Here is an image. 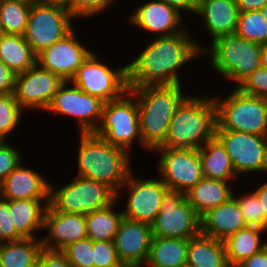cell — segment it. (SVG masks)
Instances as JSON below:
<instances>
[{
  "label": "cell",
  "instance_id": "obj_1",
  "mask_svg": "<svg viewBox=\"0 0 267 267\" xmlns=\"http://www.w3.org/2000/svg\"><path fill=\"white\" fill-rule=\"evenodd\" d=\"M189 29L148 39L140 54L126 63L128 88L182 85L179 71L190 61L203 58L202 52L208 47L198 43Z\"/></svg>",
  "mask_w": 267,
  "mask_h": 267
},
{
  "label": "cell",
  "instance_id": "obj_2",
  "mask_svg": "<svg viewBox=\"0 0 267 267\" xmlns=\"http://www.w3.org/2000/svg\"><path fill=\"white\" fill-rule=\"evenodd\" d=\"M184 85H150L129 89L136 97L145 151H154L165 138L177 108L190 95ZM185 92V93H184Z\"/></svg>",
  "mask_w": 267,
  "mask_h": 267
},
{
  "label": "cell",
  "instance_id": "obj_3",
  "mask_svg": "<svg viewBox=\"0 0 267 267\" xmlns=\"http://www.w3.org/2000/svg\"><path fill=\"white\" fill-rule=\"evenodd\" d=\"M78 136L75 176L106 183L117 193L132 171V154L95 133H79Z\"/></svg>",
  "mask_w": 267,
  "mask_h": 267
},
{
  "label": "cell",
  "instance_id": "obj_4",
  "mask_svg": "<svg viewBox=\"0 0 267 267\" xmlns=\"http://www.w3.org/2000/svg\"><path fill=\"white\" fill-rule=\"evenodd\" d=\"M216 104L211 95H189L171 119L160 147L199 149L215 136Z\"/></svg>",
  "mask_w": 267,
  "mask_h": 267
},
{
  "label": "cell",
  "instance_id": "obj_5",
  "mask_svg": "<svg viewBox=\"0 0 267 267\" xmlns=\"http://www.w3.org/2000/svg\"><path fill=\"white\" fill-rule=\"evenodd\" d=\"M212 70L238 87L261 66V44L229 34L216 39L203 52Z\"/></svg>",
  "mask_w": 267,
  "mask_h": 267
},
{
  "label": "cell",
  "instance_id": "obj_6",
  "mask_svg": "<svg viewBox=\"0 0 267 267\" xmlns=\"http://www.w3.org/2000/svg\"><path fill=\"white\" fill-rule=\"evenodd\" d=\"M228 95H213L216 130H233L267 136V100L243 93L234 87Z\"/></svg>",
  "mask_w": 267,
  "mask_h": 267
},
{
  "label": "cell",
  "instance_id": "obj_7",
  "mask_svg": "<svg viewBox=\"0 0 267 267\" xmlns=\"http://www.w3.org/2000/svg\"><path fill=\"white\" fill-rule=\"evenodd\" d=\"M109 144L121 147L131 154L132 144L138 143L143 148L138 104L135 95L128 90L116 100L104 104L102 119L95 131Z\"/></svg>",
  "mask_w": 267,
  "mask_h": 267
},
{
  "label": "cell",
  "instance_id": "obj_8",
  "mask_svg": "<svg viewBox=\"0 0 267 267\" xmlns=\"http://www.w3.org/2000/svg\"><path fill=\"white\" fill-rule=\"evenodd\" d=\"M50 184L49 207L63 213L88 214L104 208L117 199V193L106 183L74 176L73 181L58 188Z\"/></svg>",
  "mask_w": 267,
  "mask_h": 267
},
{
  "label": "cell",
  "instance_id": "obj_9",
  "mask_svg": "<svg viewBox=\"0 0 267 267\" xmlns=\"http://www.w3.org/2000/svg\"><path fill=\"white\" fill-rule=\"evenodd\" d=\"M97 55L93 51L70 81L86 94L105 103L116 100L129 90L127 65L113 69Z\"/></svg>",
  "mask_w": 267,
  "mask_h": 267
},
{
  "label": "cell",
  "instance_id": "obj_10",
  "mask_svg": "<svg viewBox=\"0 0 267 267\" xmlns=\"http://www.w3.org/2000/svg\"><path fill=\"white\" fill-rule=\"evenodd\" d=\"M73 21L74 18L67 8L33 0L23 37L38 55L66 36L74 28Z\"/></svg>",
  "mask_w": 267,
  "mask_h": 267
},
{
  "label": "cell",
  "instance_id": "obj_11",
  "mask_svg": "<svg viewBox=\"0 0 267 267\" xmlns=\"http://www.w3.org/2000/svg\"><path fill=\"white\" fill-rule=\"evenodd\" d=\"M132 170L127 181L117 192V200L125 199L122 213L125 218L151 225L161 209L162 199L169 190L159 178H137ZM123 189V190H122ZM125 190V192H124Z\"/></svg>",
  "mask_w": 267,
  "mask_h": 267
},
{
  "label": "cell",
  "instance_id": "obj_12",
  "mask_svg": "<svg viewBox=\"0 0 267 267\" xmlns=\"http://www.w3.org/2000/svg\"><path fill=\"white\" fill-rule=\"evenodd\" d=\"M104 104V101L86 94L71 81H64L46 112L59 117H73L79 133H95L102 119Z\"/></svg>",
  "mask_w": 267,
  "mask_h": 267
},
{
  "label": "cell",
  "instance_id": "obj_13",
  "mask_svg": "<svg viewBox=\"0 0 267 267\" xmlns=\"http://www.w3.org/2000/svg\"><path fill=\"white\" fill-rule=\"evenodd\" d=\"M151 228L155 237L190 239L201 232V222L186 193L168 190Z\"/></svg>",
  "mask_w": 267,
  "mask_h": 267
},
{
  "label": "cell",
  "instance_id": "obj_14",
  "mask_svg": "<svg viewBox=\"0 0 267 267\" xmlns=\"http://www.w3.org/2000/svg\"><path fill=\"white\" fill-rule=\"evenodd\" d=\"M156 170L169 190L186 193L204 178L199 149L158 147Z\"/></svg>",
  "mask_w": 267,
  "mask_h": 267
},
{
  "label": "cell",
  "instance_id": "obj_15",
  "mask_svg": "<svg viewBox=\"0 0 267 267\" xmlns=\"http://www.w3.org/2000/svg\"><path fill=\"white\" fill-rule=\"evenodd\" d=\"M215 136L229 154L235 173H267V136L233 130H215Z\"/></svg>",
  "mask_w": 267,
  "mask_h": 267
},
{
  "label": "cell",
  "instance_id": "obj_16",
  "mask_svg": "<svg viewBox=\"0 0 267 267\" xmlns=\"http://www.w3.org/2000/svg\"><path fill=\"white\" fill-rule=\"evenodd\" d=\"M64 80L38 63L16 74L14 95L21 109L46 112Z\"/></svg>",
  "mask_w": 267,
  "mask_h": 267
},
{
  "label": "cell",
  "instance_id": "obj_17",
  "mask_svg": "<svg viewBox=\"0 0 267 267\" xmlns=\"http://www.w3.org/2000/svg\"><path fill=\"white\" fill-rule=\"evenodd\" d=\"M72 29L66 36L37 55V63L44 69L60 76L64 81H70L78 68L93 52L85 47Z\"/></svg>",
  "mask_w": 267,
  "mask_h": 267
},
{
  "label": "cell",
  "instance_id": "obj_18",
  "mask_svg": "<svg viewBox=\"0 0 267 267\" xmlns=\"http://www.w3.org/2000/svg\"><path fill=\"white\" fill-rule=\"evenodd\" d=\"M184 16L175 8L160 0H148L136 5L128 17L129 26L144 30L152 37L168 36L182 32L185 24Z\"/></svg>",
  "mask_w": 267,
  "mask_h": 267
},
{
  "label": "cell",
  "instance_id": "obj_19",
  "mask_svg": "<svg viewBox=\"0 0 267 267\" xmlns=\"http://www.w3.org/2000/svg\"><path fill=\"white\" fill-rule=\"evenodd\" d=\"M152 237L151 225L123 218L113 242L125 267H144Z\"/></svg>",
  "mask_w": 267,
  "mask_h": 267
},
{
  "label": "cell",
  "instance_id": "obj_20",
  "mask_svg": "<svg viewBox=\"0 0 267 267\" xmlns=\"http://www.w3.org/2000/svg\"><path fill=\"white\" fill-rule=\"evenodd\" d=\"M41 237L43 249L62 251L69 244L87 238L84 214L63 213L47 207Z\"/></svg>",
  "mask_w": 267,
  "mask_h": 267
},
{
  "label": "cell",
  "instance_id": "obj_21",
  "mask_svg": "<svg viewBox=\"0 0 267 267\" xmlns=\"http://www.w3.org/2000/svg\"><path fill=\"white\" fill-rule=\"evenodd\" d=\"M20 163L0 184L1 198L11 200L49 199L51 182L39 169Z\"/></svg>",
  "mask_w": 267,
  "mask_h": 267
},
{
  "label": "cell",
  "instance_id": "obj_22",
  "mask_svg": "<svg viewBox=\"0 0 267 267\" xmlns=\"http://www.w3.org/2000/svg\"><path fill=\"white\" fill-rule=\"evenodd\" d=\"M239 14L235 0H199L196 12V16L204 21L201 24L205 23L210 44L222 36L235 34Z\"/></svg>",
  "mask_w": 267,
  "mask_h": 267
},
{
  "label": "cell",
  "instance_id": "obj_23",
  "mask_svg": "<svg viewBox=\"0 0 267 267\" xmlns=\"http://www.w3.org/2000/svg\"><path fill=\"white\" fill-rule=\"evenodd\" d=\"M201 233L224 241L231 234L247 227L234 197L209 210L201 218Z\"/></svg>",
  "mask_w": 267,
  "mask_h": 267
},
{
  "label": "cell",
  "instance_id": "obj_24",
  "mask_svg": "<svg viewBox=\"0 0 267 267\" xmlns=\"http://www.w3.org/2000/svg\"><path fill=\"white\" fill-rule=\"evenodd\" d=\"M233 183L236 185L237 181H224L204 177L186 192V199L201 218L209 210L218 207L233 197Z\"/></svg>",
  "mask_w": 267,
  "mask_h": 267
},
{
  "label": "cell",
  "instance_id": "obj_25",
  "mask_svg": "<svg viewBox=\"0 0 267 267\" xmlns=\"http://www.w3.org/2000/svg\"><path fill=\"white\" fill-rule=\"evenodd\" d=\"M49 199L11 200L10 214L16 232L23 239H35L37 233L43 234L44 216Z\"/></svg>",
  "mask_w": 267,
  "mask_h": 267
},
{
  "label": "cell",
  "instance_id": "obj_26",
  "mask_svg": "<svg viewBox=\"0 0 267 267\" xmlns=\"http://www.w3.org/2000/svg\"><path fill=\"white\" fill-rule=\"evenodd\" d=\"M266 233L265 229L247 226L228 236L223 241L228 265L237 267L244 260L265 248L267 240H262V237ZM265 239L267 238L265 237Z\"/></svg>",
  "mask_w": 267,
  "mask_h": 267
},
{
  "label": "cell",
  "instance_id": "obj_27",
  "mask_svg": "<svg viewBox=\"0 0 267 267\" xmlns=\"http://www.w3.org/2000/svg\"><path fill=\"white\" fill-rule=\"evenodd\" d=\"M199 156L205 178L238 181L230 156L216 136L199 148Z\"/></svg>",
  "mask_w": 267,
  "mask_h": 267
},
{
  "label": "cell",
  "instance_id": "obj_28",
  "mask_svg": "<svg viewBox=\"0 0 267 267\" xmlns=\"http://www.w3.org/2000/svg\"><path fill=\"white\" fill-rule=\"evenodd\" d=\"M188 267H230L222 240L206 236L201 232L189 239Z\"/></svg>",
  "mask_w": 267,
  "mask_h": 267
},
{
  "label": "cell",
  "instance_id": "obj_29",
  "mask_svg": "<svg viewBox=\"0 0 267 267\" xmlns=\"http://www.w3.org/2000/svg\"><path fill=\"white\" fill-rule=\"evenodd\" d=\"M189 239L152 237L144 267H185Z\"/></svg>",
  "mask_w": 267,
  "mask_h": 267
},
{
  "label": "cell",
  "instance_id": "obj_30",
  "mask_svg": "<svg viewBox=\"0 0 267 267\" xmlns=\"http://www.w3.org/2000/svg\"><path fill=\"white\" fill-rule=\"evenodd\" d=\"M117 199L110 205L85 215L87 237L92 241H114L124 216L117 211Z\"/></svg>",
  "mask_w": 267,
  "mask_h": 267
},
{
  "label": "cell",
  "instance_id": "obj_31",
  "mask_svg": "<svg viewBox=\"0 0 267 267\" xmlns=\"http://www.w3.org/2000/svg\"><path fill=\"white\" fill-rule=\"evenodd\" d=\"M0 60L15 74H19L37 63V55L23 36L5 34L0 37Z\"/></svg>",
  "mask_w": 267,
  "mask_h": 267
},
{
  "label": "cell",
  "instance_id": "obj_32",
  "mask_svg": "<svg viewBox=\"0 0 267 267\" xmlns=\"http://www.w3.org/2000/svg\"><path fill=\"white\" fill-rule=\"evenodd\" d=\"M42 249L41 238L4 242L0 246V267H37Z\"/></svg>",
  "mask_w": 267,
  "mask_h": 267
},
{
  "label": "cell",
  "instance_id": "obj_33",
  "mask_svg": "<svg viewBox=\"0 0 267 267\" xmlns=\"http://www.w3.org/2000/svg\"><path fill=\"white\" fill-rule=\"evenodd\" d=\"M33 0H0V20L5 34L23 36Z\"/></svg>",
  "mask_w": 267,
  "mask_h": 267
},
{
  "label": "cell",
  "instance_id": "obj_34",
  "mask_svg": "<svg viewBox=\"0 0 267 267\" xmlns=\"http://www.w3.org/2000/svg\"><path fill=\"white\" fill-rule=\"evenodd\" d=\"M235 34L258 44H267V22L260 10L240 13Z\"/></svg>",
  "mask_w": 267,
  "mask_h": 267
},
{
  "label": "cell",
  "instance_id": "obj_35",
  "mask_svg": "<svg viewBox=\"0 0 267 267\" xmlns=\"http://www.w3.org/2000/svg\"><path fill=\"white\" fill-rule=\"evenodd\" d=\"M24 114L14 93L0 94V136L4 140L9 141L11 133L18 130Z\"/></svg>",
  "mask_w": 267,
  "mask_h": 267
},
{
  "label": "cell",
  "instance_id": "obj_36",
  "mask_svg": "<svg viewBox=\"0 0 267 267\" xmlns=\"http://www.w3.org/2000/svg\"><path fill=\"white\" fill-rule=\"evenodd\" d=\"M244 195L233 193L247 226H255L263 229V212L257 195L251 190Z\"/></svg>",
  "mask_w": 267,
  "mask_h": 267
},
{
  "label": "cell",
  "instance_id": "obj_37",
  "mask_svg": "<svg viewBox=\"0 0 267 267\" xmlns=\"http://www.w3.org/2000/svg\"><path fill=\"white\" fill-rule=\"evenodd\" d=\"M62 252L73 267H94L93 241L88 237L69 244Z\"/></svg>",
  "mask_w": 267,
  "mask_h": 267
},
{
  "label": "cell",
  "instance_id": "obj_38",
  "mask_svg": "<svg viewBox=\"0 0 267 267\" xmlns=\"http://www.w3.org/2000/svg\"><path fill=\"white\" fill-rule=\"evenodd\" d=\"M115 1L117 2V0H72L67 9L75 20L77 18L85 20L88 17H96L97 14L101 15L111 6L113 8L117 4Z\"/></svg>",
  "mask_w": 267,
  "mask_h": 267
},
{
  "label": "cell",
  "instance_id": "obj_39",
  "mask_svg": "<svg viewBox=\"0 0 267 267\" xmlns=\"http://www.w3.org/2000/svg\"><path fill=\"white\" fill-rule=\"evenodd\" d=\"M94 267H125L113 241H93Z\"/></svg>",
  "mask_w": 267,
  "mask_h": 267
},
{
  "label": "cell",
  "instance_id": "obj_40",
  "mask_svg": "<svg viewBox=\"0 0 267 267\" xmlns=\"http://www.w3.org/2000/svg\"><path fill=\"white\" fill-rule=\"evenodd\" d=\"M14 143L5 140L0 144V184L22 162L26 160Z\"/></svg>",
  "mask_w": 267,
  "mask_h": 267
},
{
  "label": "cell",
  "instance_id": "obj_41",
  "mask_svg": "<svg viewBox=\"0 0 267 267\" xmlns=\"http://www.w3.org/2000/svg\"><path fill=\"white\" fill-rule=\"evenodd\" d=\"M237 88L243 93L267 100V69H256Z\"/></svg>",
  "mask_w": 267,
  "mask_h": 267
},
{
  "label": "cell",
  "instance_id": "obj_42",
  "mask_svg": "<svg viewBox=\"0 0 267 267\" xmlns=\"http://www.w3.org/2000/svg\"><path fill=\"white\" fill-rule=\"evenodd\" d=\"M23 239L13 225L10 214V201L0 198V242H13Z\"/></svg>",
  "mask_w": 267,
  "mask_h": 267
},
{
  "label": "cell",
  "instance_id": "obj_43",
  "mask_svg": "<svg viewBox=\"0 0 267 267\" xmlns=\"http://www.w3.org/2000/svg\"><path fill=\"white\" fill-rule=\"evenodd\" d=\"M37 267H73L62 251L42 249L38 258Z\"/></svg>",
  "mask_w": 267,
  "mask_h": 267
},
{
  "label": "cell",
  "instance_id": "obj_44",
  "mask_svg": "<svg viewBox=\"0 0 267 267\" xmlns=\"http://www.w3.org/2000/svg\"><path fill=\"white\" fill-rule=\"evenodd\" d=\"M16 74L0 60V94L14 93Z\"/></svg>",
  "mask_w": 267,
  "mask_h": 267
},
{
  "label": "cell",
  "instance_id": "obj_45",
  "mask_svg": "<svg viewBox=\"0 0 267 267\" xmlns=\"http://www.w3.org/2000/svg\"><path fill=\"white\" fill-rule=\"evenodd\" d=\"M175 8L179 13L183 16L184 12L192 13V15H196L199 0H160ZM189 11V12H188Z\"/></svg>",
  "mask_w": 267,
  "mask_h": 267
},
{
  "label": "cell",
  "instance_id": "obj_46",
  "mask_svg": "<svg viewBox=\"0 0 267 267\" xmlns=\"http://www.w3.org/2000/svg\"><path fill=\"white\" fill-rule=\"evenodd\" d=\"M237 267H267V244L265 248L244 260Z\"/></svg>",
  "mask_w": 267,
  "mask_h": 267
},
{
  "label": "cell",
  "instance_id": "obj_47",
  "mask_svg": "<svg viewBox=\"0 0 267 267\" xmlns=\"http://www.w3.org/2000/svg\"><path fill=\"white\" fill-rule=\"evenodd\" d=\"M258 197L263 212V229L267 230V179L263 184L252 190Z\"/></svg>",
  "mask_w": 267,
  "mask_h": 267
},
{
  "label": "cell",
  "instance_id": "obj_48",
  "mask_svg": "<svg viewBox=\"0 0 267 267\" xmlns=\"http://www.w3.org/2000/svg\"><path fill=\"white\" fill-rule=\"evenodd\" d=\"M238 4L239 12L244 13L252 10H261L267 0H235Z\"/></svg>",
  "mask_w": 267,
  "mask_h": 267
},
{
  "label": "cell",
  "instance_id": "obj_49",
  "mask_svg": "<svg viewBox=\"0 0 267 267\" xmlns=\"http://www.w3.org/2000/svg\"><path fill=\"white\" fill-rule=\"evenodd\" d=\"M43 4L58 5L64 8H68L72 0H34Z\"/></svg>",
  "mask_w": 267,
  "mask_h": 267
},
{
  "label": "cell",
  "instance_id": "obj_50",
  "mask_svg": "<svg viewBox=\"0 0 267 267\" xmlns=\"http://www.w3.org/2000/svg\"><path fill=\"white\" fill-rule=\"evenodd\" d=\"M261 66L267 69V44H261Z\"/></svg>",
  "mask_w": 267,
  "mask_h": 267
},
{
  "label": "cell",
  "instance_id": "obj_51",
  "mask_svg": "<svg viewBox=\"0 0 267 267\" xmlns=\"http://www.w3.org/2000/svg\"><path fill=\"white\" fill-rule=\"evenodd\" d=\"M262 17L265 19L267 22V4L260 10Z\"/></svg>",
  "mask_w": 267,
  "mask_h": 267
},
{
  "label": "cell",
  "instance_id": "obj_52",
  "mask_svg": "<svg viewBox=\"0 0 267 267\" xmlns=\"http://www.w3.org/2000/svg\"><path fill=\"white\" fill-rule=\"evenodd\" d=\"M3 35H5V31L3 29V25H2V22L0 20V37H2Z\"/></svg>",
  "mask_w": 267,
  "mask_h": 267
},
{
  "label": "cell",
  "instance_id": "obj_53",
  "mask_svg": "<svg viewBox=\"0 0 267 267\" xmlns=\"http://www.w3.org/2000/svg\"><path fill=\"white\" fill-rule=\"evenodd\" d=\"M5 140L0 136V144L3 143Z\"/></svg>",
  "mask_w": 267,
  "mask_h": 267
}]
</instances>
